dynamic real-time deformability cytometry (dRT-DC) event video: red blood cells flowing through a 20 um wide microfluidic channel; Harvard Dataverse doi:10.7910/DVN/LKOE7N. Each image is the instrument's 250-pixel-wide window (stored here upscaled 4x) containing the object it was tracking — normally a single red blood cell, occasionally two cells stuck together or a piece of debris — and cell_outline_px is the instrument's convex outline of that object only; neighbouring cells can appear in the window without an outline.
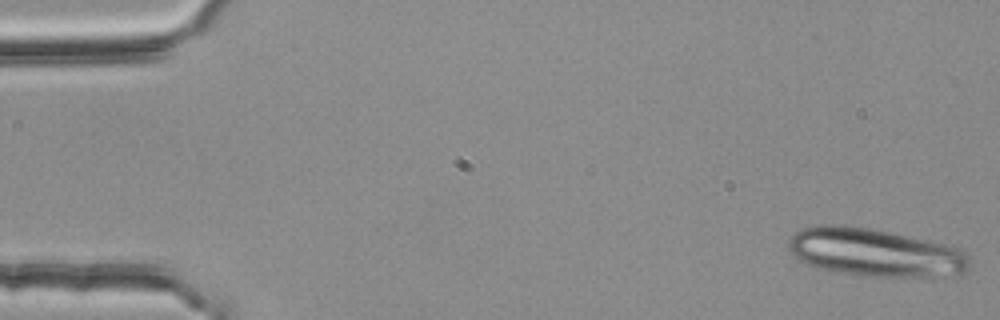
{"species": "common noctule bat (a hibernating species)", "species_latin": "Nyctalus noctula", "temperature_condition": "room temperature", "stored_images_in_passage": 16, "camera_frame_rate_fps": 3000, "um_per_image_px": 0.085, "animal": {"sex": "female", "body_mass_g": 25.1}, "frame": {"image": 1, "passage_image": 1, "time_ms": 0.0, "image_size_px": [1000, 320], "cell_outline_px": [[968, 268], [964, 272], [924, 276], [860, 276], [836, 272], [820, 268], [808, 264], [800, 260], [788, 248], [788, 240], [796, 232], [804, 228], [820, 224], [848, 224], [876, 228], [948, 244], [960, 248], [968, 256]], "centroid_in_image_um": [74.34, 21.42], "position_along_channel_um": 10.7, "area_um2": 50.81}}